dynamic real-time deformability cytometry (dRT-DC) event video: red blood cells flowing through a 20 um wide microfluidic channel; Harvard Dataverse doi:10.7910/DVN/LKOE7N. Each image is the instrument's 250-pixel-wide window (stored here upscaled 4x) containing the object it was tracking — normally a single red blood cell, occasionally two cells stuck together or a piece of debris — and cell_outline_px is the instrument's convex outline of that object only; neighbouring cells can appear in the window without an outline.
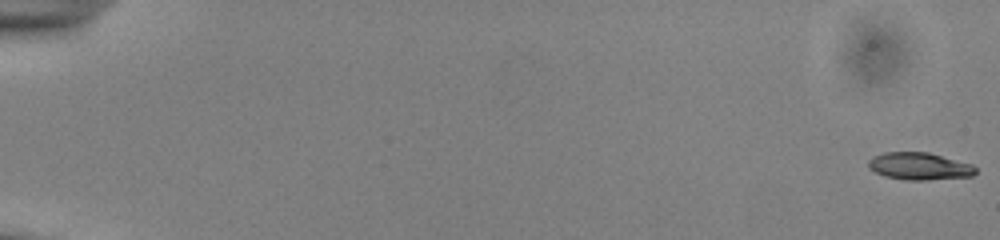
{"species": "common noctule bat (a hibernating species)", "species_latin": "Nyctalus noctula", "temperature_condition": "cold", "stored_images_in_passage": 45, "camera_frame_rate_fps": 3000, "um_per_image_px": 0.085, "animal": {"sex": "male", "body_mass_g": 13.0, "forearm_length_mm": 53.1}, "frame": {"image": 1, "passage_image": 1, "time_ms": 0.0, "image_size_px": [1000, 240], "cell_outline_px": [[976, 172], [972, 176], [924, 180], [904, 180], [884, 176], [868, 168], [868, 160], [872, 156], [884, 152], [928, 152], [972, 164], [976, 168]], "centroid_in_image_um": [78.12, 14.12], "position_along_channel_um": 6.9, "area_um2": 17.11}}
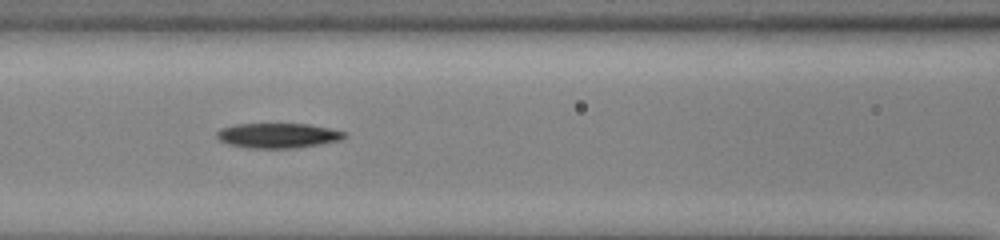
{"frame": {"image": 2, "passage_image": 26, "time_ms": 8.333, "image_size_px": [1000, 240], "cell_outline_px": [[348, 136], [344, 140], [296, 148], [248, 148], [228, 144], [220, 140], [216, 136], [216, 132], [220, 128], [236, 124], [308, 124], [348, 132]], "centroid_in_image_um": [23.67, 11.52], "position_along_channel_um": 142.9, "area_um2": 18.73}}
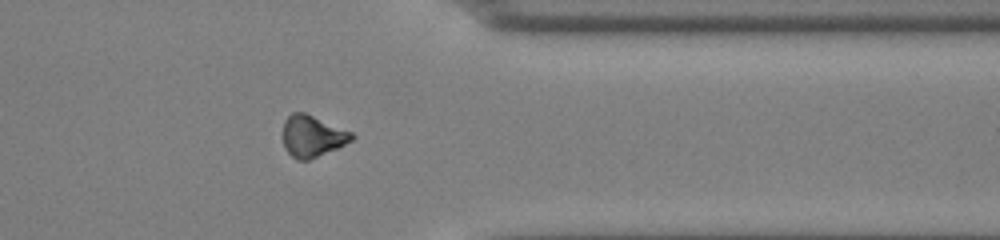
{"frame": {"image": 3, "passage_image": 45, "time_ms": 14.667, "image_size_px": [1000, 240], "cell_outline_px": [[356, 136], [352, 140], [336, 148], [308, 160], [296, 160], [284, 148], [284, 120], [292, 112], [304, 112], [352, 132]], "centroid_in_image_um": [26.54, 11.57], "position_along_channel_um": 384.9, "area_um2": 16.42}, "authors_computed_cell_mechanics": {"area_um2": 17.918, "velocity_mm_per_s": 3.9186, "shape_relaxation_time_tau1_ms": 2.9262, "shape_relaxation_time_tau2_ms": null, "deformation_change_tau1": 0.0931, "deformation_change_tau2": null}}